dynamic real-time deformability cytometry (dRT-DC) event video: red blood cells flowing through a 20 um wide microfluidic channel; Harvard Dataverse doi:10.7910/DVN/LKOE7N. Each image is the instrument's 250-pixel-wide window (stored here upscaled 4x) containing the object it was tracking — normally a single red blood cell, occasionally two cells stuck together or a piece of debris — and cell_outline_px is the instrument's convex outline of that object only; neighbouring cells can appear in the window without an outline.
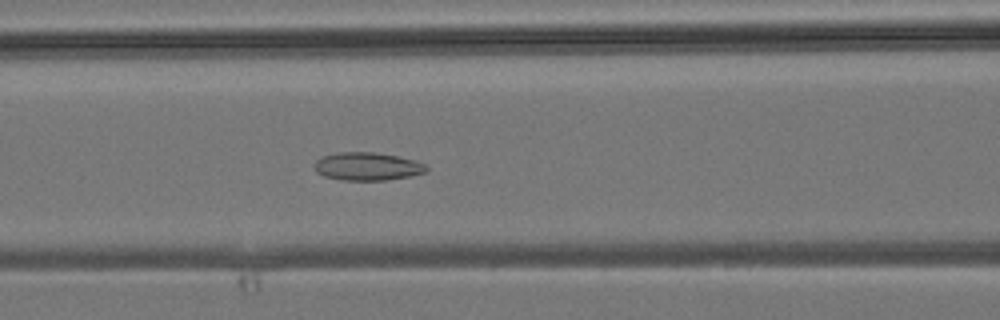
{"species": "common noctule bat (a hibernating species)", "species_latin": "Nyctalus noctula", "temperature_condition": "room temperature", "stored_images_in_passage": 44, "camera_frame_rate_fps": 3000, "um_per_image_px": 0.085, "animal": {"sex": "male", "body_mass_g": 19.2, "forearm_length_mm": 51.8}, "frame": {"image": 1, "passage_image": 19, "time_ms": 6.0, "image_size_px": [1000, 320], "cell_outline_px": [[428, 172], [412, 176], [384, 180], [344, 180], [324, 176], [316, 172], [312, 164], [320, 156], [340, 152], [376, 152], [396, 156], [412, 160], [424, 164], [428, 168]], "centroid_in_image_um": [31.19, 14.14], "position_along_channel_um": 135.4, "area_um2": 18.38}}
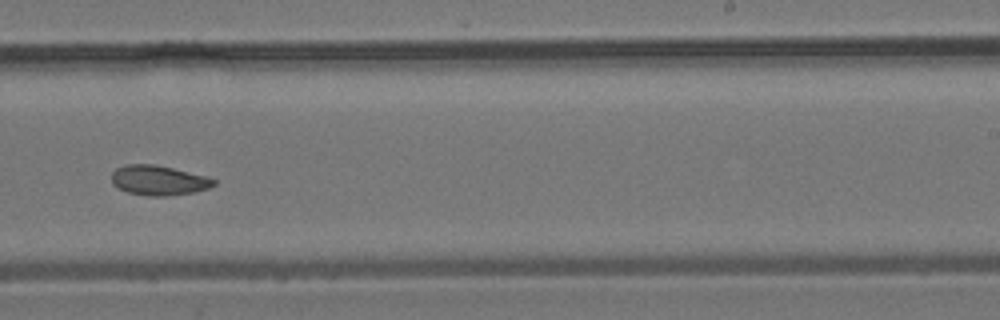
{"frame": {"image": 2, "passage_image": 28, "time_ms": 9.0, "image_size_px": [1000, 320], "cell_outline_px": [[216, 184], [208, 188], [192, 192], [164, 196], [148, 196], [128, 192], [112, 184], [112, 172], [116, 168], [124, 164], [156, 164], [204, 176], [216, 180]], "centroid_in_image_um": [13.44, 15.32], "position_along_channel_um": 275.6, "area_um2": 17.57}}
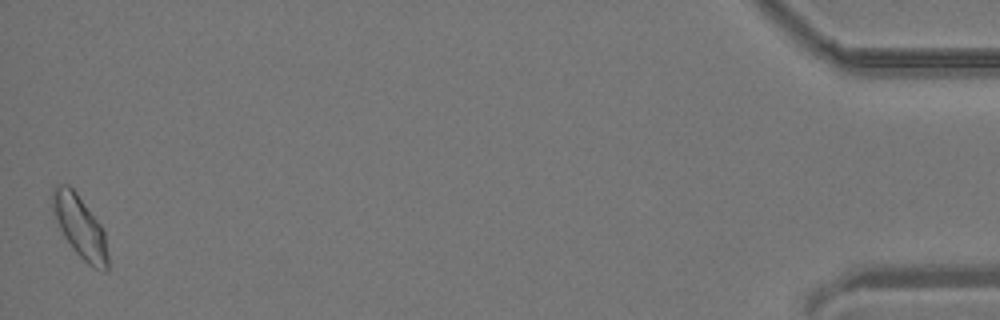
{"frame": {"image": 3, "passage_image": 44, "time_ms": 14.333, "image_size_px": [1000, 320], "cell_outline_px": [[108, 268], [104, 272], [92, 268], [72, 248], [64, 236], [52, 212], [52, 188], [56, 184], [68, 184], [76, 192], [100, 224], [104, 232], [108, 256]], "centroid_in_image_um": [6.79, 19.28], "position_along_channel_um": 428.4, "area_um2": 20.0}}